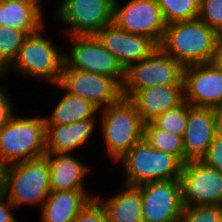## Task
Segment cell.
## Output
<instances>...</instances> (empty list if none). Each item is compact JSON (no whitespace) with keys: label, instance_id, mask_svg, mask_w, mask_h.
<instances>
[{"label":"cell","instance_id":"1","mask_svg":"<svg viewBox=\"0 0 222 222\" xmlns=\"http://www.w3.org/2000/svg\"><path fill=\"white\" fill-rule=\"evenodd\" d=\"M218 34L199 19L166 25L159 47L183 67L210 63Z\"/></svg>","mask_w":222,"mask_h":222},{"label":"cell","instance_id":"2","mask_svg":"<svg viewBox=\"0 0 222 222\" xmlns=\"http://www.w3.org/2000/svg\"><path fill=\"white\" fill-rule=\"evenodd\" d=\"M45 118L13 115L0 128V159L10 165L46 155Z\"/></svg>","mask_w":222,"mask_h":222},{"label":"cell","instance_id":"3","mask_svg":"<svg viewBox=\"0 0 222 222\" xmlns=\"http://www.w3.org/2000/svg\"><path fill=\"white\" fill-rule=\"evenodd\" d=\"M102 132L109 157L117 162L143 140L144 122L134 104L122 97L101 110Z\"/></svg>","mask_w":222,"mask_h":222},{"label":"cell","instance_id":"4","mask_svg":"<svg viewBox=\"0 0 222 222\" xmlns=\"http://www.w3.org/2000/svg\"><path fill=\"white\" fill-rule=\"evenodd\" d=\"M50 193V167L46 156L7 165L6 198L15 206L38 204L41 208Z\"/></svg>","mask_w":222,"mask_h":222},{"label":"cell","instance_id":"5","mask_svg":"<svg viewBox=\"0 0 222 222\" xmlns=\"http://www.w3.org/2000/svg\"><path fill=\"white\" fill-rule=\"evenodd\" d=\"M117 162L123 163L126 185L180 179L183 163L174 155L156 150L144 139L134 145Z\"/></svg>","mask_w":222,"mask_h":222},{"label":"cell","instance_id":"6","mask_svg":"<svg viewBox=\"0 0 222 222\" xmlns=\"http://www.w3.org/2000/svg\"><path fill=\"white\" fill-rule=\"evenodd\" d=\"M42 29L26 37L17 58L1 75L13 67L25 77H37L58 84L64 65V53L57 49L52 41L41 34Z\"/></svg>","mask_w":222,"mask_h":222},{"label":"cell","instance_id":"7","mask_svg":"<svg viewBox=\"0 0 222 222\" xmlns=\"http://www.w3.org/2000/svg\"><path fill=\"white\" fill-rule=\"evenodd\" d=\"M183 80V66L159 46L145 59L125 69L122 96L151 86H176Z\"/></svg>","mask_w":222,"mask_h":222},{"label":"cell","instance_id":"8","mask_svg":"<svg viewBox=\"0 0 222 222\" xmlns=\"http://www.w3.org/2000/svg\"><path fill=\"white\" fill-rule=\"evenodd\" d=\"M69 54L64 53L63 68H71L114 78L121 86L125 69L117 58L103 47L95 35L70 36Z\"/></svg>","mask_w":222,"mask_h":222},{"label":"cell","instance_id":"9","mask_svg":"<svg viewBox=\"0 0 222 222\" xmlns=\"http://www.w3.org/2000/svg\"><path fill=\"white\" fill-rule=\"evenodd\" d=\"M113 3L114 0H63L56 19L69 24V36L96 35L113 23Z\"/></svg>","mask_w":222,"mask_h":222},{"label":"cell","instance_id":"10","mask_svg":"<svg viewBox=\"0 0 222 222\" xmlns=\"http://www.w3.org/2000/svg\"><path fill=\"white\" fill-rule=\"evenodd\" d=\"M55 85L90 101L100 110L123 97L122 86L114 78L71 68H62L60 80Z\"/></svg>","mask_w":222,"mask_h":222},{"label":"cell","instance_id":"11","mask_svg":"<svg viewBox=\"0 0 222 222\" xmlns=\"http://www.w3.org/2000/svg\"><path fill=\"white\" fill-rule=\"evenodd\" d=\"M179 180L184 207L222 206V172L201 160L189 161L183 164Z\"/></svg>","mask_w":222,"mask_h":222},{"label":"cell","instance_id":"12","mask_svg":"<svg viewBox=\"0 0 222 222\" xmlns=\"http://www.w3.org/2000/svg\"><path fill=\"white\" fill-rule=\"evenodd\" d=\"M113 3V23L132 34L147 36L160 45L166 23L157 0H130L121 5Z\"/></svg>","mask_w":222,"mask_h":222},{"label":"cell","instance_id":"13","mask_svg":"<svg viewBox=\"0 0 222 222\" xmlns=\"http://www.w3.org/2000/svg\"><path fill=\"white\" fill-rule=\"evenodd\" d=\"M138 187L143 222H179L184 208L179 179L148 182Z\"/></svg>","mask_w":222,"mask_h":222},{"label":"cell","instance_id":"14","mask_svg":"<svg viewBox=\"0 0 222 222\" xmlns=\"http://www.w3.org/2000/svg\"><path fill=\"white\" fill-rule=\"evenodd\" d=\"M184 101L194 107L222 104V71L211 63L183 67Z\"/></svg>","mask_w":222,"mask_h":222},{"label":"cell","instance_id":"15","mask_svg":"<svg viewBox=\"0 0 222 222\" xmlns=\"http://www.w3.org/2000/svg\"><path fill=\"white\" fill-rule=\"evenodd\" d=\"M95 36L124 69L147 58L158 47L151 38L132 34L114 23L105 26Z\"/></svg>","mask_w":222,"mask_h":222},{"label":"cell","instance_id":"16","mask_svg":"<svg viewBox=\"0 0 222 222\" xmlns=\"http://www.w3.org/2000/svg\"><path fill=\"white\" fill-rule=\"evenodd\" d=\"M217 133L213 108L188 104L187 128L183 136L185 163L201 160Z\"/></svg>","mask_w":222,"mask_h":222},{"label":"cell","instance_id":"17","mask_svg":"<svg viewBox=\"0 0 222 222\" xmlns=\"http://www.w3.org/2000/svg\"><path fill=\"white\" fill-rule=\"evenodd\" d=\"M129 100L134 104L142 121L151 122L160 114L184 102L183 80L176 86H151L136 91Z\"/></svg>","mask_w":222,"mask_h":222},{"label":"cell","instance_id":"18","mask_svg":"<svg viewBox=\"0 0 222 222\" xmlns=\"http://www.w3.org/2000/svg\"><path fill=\"white\" fill-rule=\"evenodd\" d=\"M50 167V192L85 191L83 179L88 165L68 153H46Z\"/></svg>","mask_w":222,"mask_h":222},{"label":"cell","instance_id":"19","mask_svg":"<svg viewBox=\"0 0 222 222\" xmlns=\"http://www.w3.org/2000/svg\"><path fill=\"white\" fill-rule=\"evenodd\" d=\"M41 0H0V26H6L27 35L44 27Z\"/></svg>","mask_w":222,"mask_h":222},{"label":"cell","instance_id":"20","mask_svg":"<svg viewBox=\"0 0 222 222\" xmlns=\"http://www.w3.org/2000/svg\"><path fill=\"white\" fill-rule=\"evenodd\" d=\"M96 118L72 124L46 125V153H68L84 145L94 132Z\"/></svg>","mask_w":222,"mask_h":222},{"label":"cell","instance_id":"21","mask_svg":"<svg viewBox=\"0 0 222 222\" xmlns=\"http://www.w3.org/2000/svg\"><path fill=\"white\" fill-rule=\"evenodd\" d=\"M87 191L50 192L42 206V222H72L91 201Z\"/></svg>","mask_w":222,"mask_h":222},{"label":"cell","instance_id":"22","mask_svg":"<svg viewBox=\"0 0 222 222\" xmlns=\"http://www.w3.org/2000/svg\"><path fill=\"white\" fill-rule=\"evenodd\" d=\"M94 199L103 208L108 222H143L142 196L138 186L126 185L106 201L101 196Z\"/></svg>","mask_w":222,"mask_h":222},{"label":"cell","instance_id":"23","mask_svg":"<svg viewBox=\"0 0 222 222\" xmlns=\"http://www.w3.org/2000/svg\"><path fill=\"white\" fill-rule=\"evenodd\" d=\"M66 94L61 98L52 114L44 116L46 125L72 124L77 121L96 118L99 109L90 101L79 96Z\"/></svg>","mask_w":222,"mask_h":222},{"label":"cell","instance_id":"24","mask_svg":"<svg viewBox=\"0 0 222 222\" xmlns=\"http://www.w3.org/2000/svg\"><path fill=\"white\" fill-rule=\"evenodd\" d=\"M143 139L156 150L174 155L185 164L183 137L162 130L152 122H147L144 123Z\"/></svg>","mask_w":222,"mask_h":222},{"label":"cell","instance_id":"25","mask_svg":"<svg viewBox=\"0 0 222 222\" xmlns=\"http://www.w3.org/2000/svg\"><path fill=\"white\" fill-rule=\"evenodd\" d=\"M166 25L195 20L199 13V0H157Z\"/></svg>","mask_w":222,"mask_h":222},{"label":"cell","instance_id":"26","mask_svg":"<svg viewBox=\"0 0 222 222\" xmlns=\"http://www.w3.org/2000/svg\"><path fill=\"white\" fill-rule=\"evenodd\" d=\"M28 35L6 26H0V73H3L17 58Z\"/></svg>","mask_w":222,"mask_h":222},{"label":"cell","instance_id":"27","mask_svg":"<svg viewBox=\"0 0 222 222\" xmlns=\"http://www.w3.org/2000/svg\"><path fill=\"white\" fill-rule=\"evenodd\" d=\"M187 121L188 103L184 101L180 106L167 110L151 122L162 130L183 137Z\"/></svg>","mask_w":222,"mask_h":222},{"label":"cell","instance_id":"28","mask_svg":"<svg viewBox=\"0 0 222 222\" xmlns=\"http://www.w3.org/2000/svg\"><path fill=\"white\" fill-rule=\"evenodd\" d=\"M197 19L217 34H222V0H199Z\"/></svg>","mask_w":222,"mask_h":222},{"label":"cell","instance_id":"29","mask_svg":"<svg viewBox=\"0 0 222 222\" xmlns=\"http://www.w3.org/2000/svg\"><path fill=\"white\" fill-rule=\"evenodd\" d=\"M222 206L184 207L179 222H221Z\"/></svg>","mask_w":222,"mask_h":222},{"label":"cell","instance_id":"30","mask_svg":"<svg viewBox=\"0 0 222 222\" xmlns=\"http://www.w3.org/2000/svg\"><path fill=\"white\" fill-rule=\"evenodd\" d=\"M201 161L207 166L222 172V132H217Z\"/></svg>","mask_w":222,"mask_h":222},{"label":"cell","instance_id":"31","mask_svg":"<svg viewBox=\"0 0 222 222\" xmlns=\"http://www.w3.org/2000/svg\"><path fill=\"white\" fill-rule=\"evenodd\" d=\"M72 222H108V220L101 205L93 199L77 214Z\"/></svg>","mask_w":222,"mask_h":222},{"label":"cell","instance_id":"32","mask_svg":"<svg viewBox=\"0 0 222 222\" xmlns=\"http://www.w3.org/2000/svg\"><path fill=\"white\" fill-rule=\"evenodd\" d=\"M7 92L0 88V128L13 116V107Z\"/></svg>","mask_w":222,"mask_h":222},{"label":"cell","instance_id":"33","mask_svg":"<svg viewBox=\"0 0 222 222\" xmlns=\"http://www.w3.org/2000/svg\"><path fill=\"white\" fill-rule=\"evenodd\" d=\"M15 207L5 196L0 194V222H18L10 211Z\"/></svg>","mask_w":222,"mask_h":222},{"label":"cell","instance_id":"34","mask_svg":"<svg viewBox=\"0 0 222 222\" xmlns=\"http://www.w3.org/2000/svg\"><path fill=\"white\" fill-rule=\"evenodd\" d=\"M210 63L222 71V34H218L216 38L215 48Z\"/></svg>","mask_w":222,"mask_h":222},{"label":"cell","instance_id":"35","mask_svg":"<svg viewBox=\"0 0 222 222\" xmlns=\"http://www.w3.org/2000/svg\"><path fill=\"white\" fill-rule=\"evenodd\" d=\"M216 120L217 132H222V104L213 108Z\"/></svg>","mask_w":222,"mask_h":222},{"label":"cell","instance_id":"36","mask_svg":"<svg viewBox=\"0 0 222 222\" xmlns=\"http://www.w3.org/2000/svg\"><path fill=\"white\" fill-rule=\"evenodd\" d=\"M7 165L0 159V194L5 191V174Z\"/></svg>","mask_w":222,"mask_h":222}]
</instances>
